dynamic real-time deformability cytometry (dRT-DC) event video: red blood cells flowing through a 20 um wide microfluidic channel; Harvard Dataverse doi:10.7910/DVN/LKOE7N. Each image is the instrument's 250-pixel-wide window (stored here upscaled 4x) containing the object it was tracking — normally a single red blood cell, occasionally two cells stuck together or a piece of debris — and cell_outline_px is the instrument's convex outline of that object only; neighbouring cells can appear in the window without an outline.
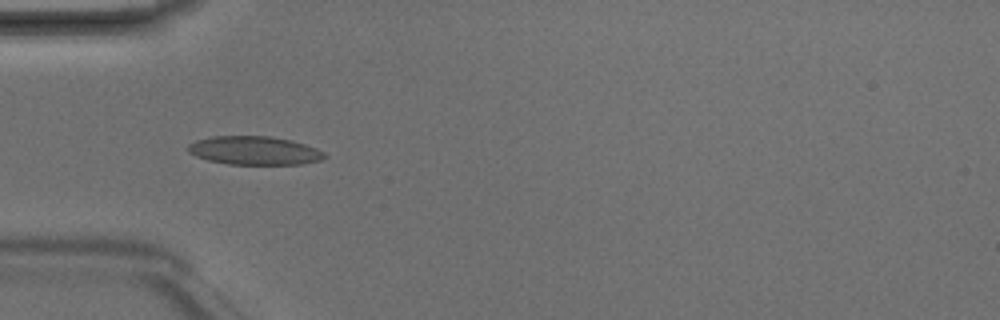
{"species": "Egyptian fruit bat (a non-hibernating species)", "species_latin": "Rousettus aegyptiacus", "temperature_condition": "room temperature", "stored_images_in_passage": 4, "camera_frame_rate_fps": 3000, "um_per_image_px": 0.085, "animal": {"sex": "male"}, "frame": {"image": 1, "passage_image": 3, "time_ms": 0.667, "image_size_px": [1000, 320], "cell_outline_px": [[328, 156], [320, 160], [300, 164], [228, 164], [208, 160], [196, 156], [188, 152], [188, 144], [196, 140], [212, 136], [268, 136], [292, 140], [316, 148], [324, 152]], "centroid_in_image_um": [21.62, 12.79], "position_along_channel_um": 63.4, "area_um2": 22.66}}